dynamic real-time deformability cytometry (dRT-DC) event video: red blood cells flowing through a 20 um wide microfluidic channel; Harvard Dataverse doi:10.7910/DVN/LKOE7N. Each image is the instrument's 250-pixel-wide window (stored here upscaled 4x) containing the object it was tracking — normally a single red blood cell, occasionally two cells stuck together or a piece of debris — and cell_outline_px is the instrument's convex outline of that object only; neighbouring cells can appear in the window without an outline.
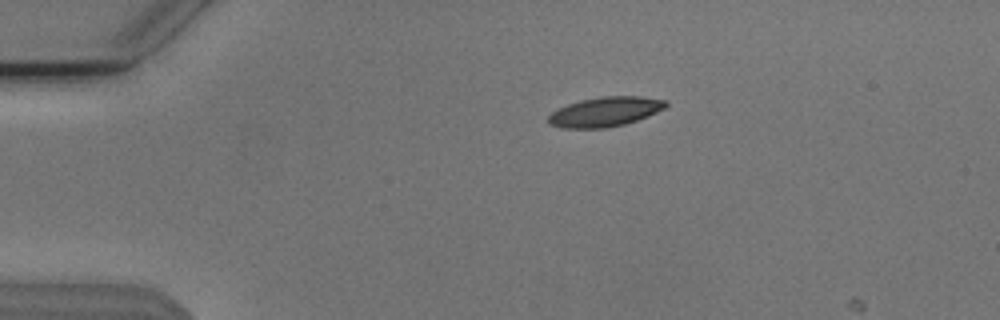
{"species": "Egyptian fruit bat (a non-hibernating species)", "species_latin": "Rousettus aegyptiacus", "temperature_condition": "cold", "stored_images_in_passage": 2, "camera_frame_rate_fps": 3000, "um_per_image_px": 0.085, "animal": {"sex": "male"}, "frame": {"image": 1, "passage_image": 1, "time_ms": 0.0, "image_size_px": [1000, 320], "cell_outline_px": [[668, 104], [664, 108], [648, 116], [624, 124], [604, 128], [564, 128], [548, 124], [548, 116], [556, 108], [580, 100], [600, 96], [640, 96], [668, 100]], "centroid_in_image_um": [51.42, 9.49], "position_along_channel_um": 33.6, "area_um2": 20.35}}